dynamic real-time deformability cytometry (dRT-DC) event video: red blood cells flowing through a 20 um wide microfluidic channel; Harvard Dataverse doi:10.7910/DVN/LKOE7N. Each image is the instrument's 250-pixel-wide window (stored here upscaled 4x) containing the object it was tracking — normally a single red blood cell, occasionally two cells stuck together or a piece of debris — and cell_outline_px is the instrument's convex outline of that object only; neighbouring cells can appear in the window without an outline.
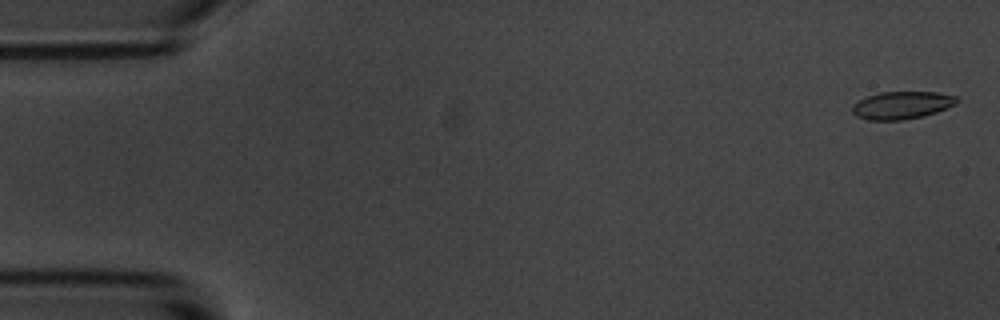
{"species": "common noctule bat (a hibernating species)", "species_latin": "Nyctalus noctula", "temperature_condition": "room temperature", "stored_images_in_passage": 5, "camera_frame_rate_fps": 3000, "um_per_image_px": 0.085, "animal": {"sex": "male", "body_mass_g": 20.1, "forearm_length_mm": 53.5}, "frame": {"image": 1, "passage_image": 1, "time_ms": 0.0, "image_size_px": [1000, 320], "cell_outline_px": [[960, 100], [956, 104], [936, 112], [924, 116], [904, 120], [868, 120], [856, 116], [852, 112], [852, 104], [868, 96], [880, 92], [936, 92], [956, 96]], "centroid_in_image_um": [76.66, 8.95], "position_along_channel_um": 8.3, "area_um2": 16.88}}
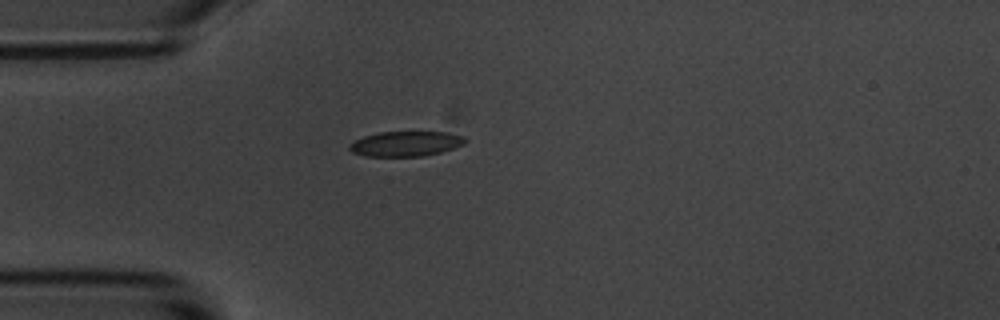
{"frame": {"image": 2, "passage_image": 4, "time_ms": 4.667, "image_size_px": [1000, 320], "cell_outline_px": [[468, 140], [464, 144], [440, 152], [420, 156], [364, 156], [352, 152], [348, 148], [348, 144], [364, 136], [380, 132], [448, 132], [464, 136]], "centroid_in_image_um": [34.48, 12.21], "position_along_channel_um": 50.5, "area_um2": 16.82}}